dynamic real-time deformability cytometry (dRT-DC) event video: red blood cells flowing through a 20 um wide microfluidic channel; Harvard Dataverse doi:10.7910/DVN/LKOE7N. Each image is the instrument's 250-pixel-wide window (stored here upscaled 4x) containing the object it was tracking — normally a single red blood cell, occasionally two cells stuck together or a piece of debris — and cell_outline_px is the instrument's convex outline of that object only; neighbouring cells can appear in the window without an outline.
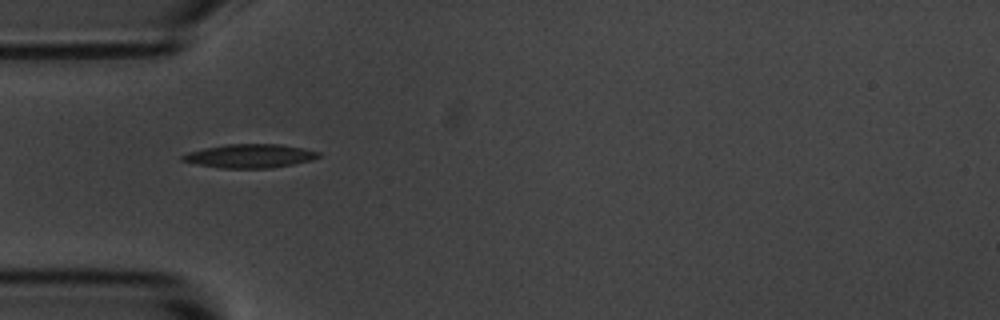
{"species": "common noctule bat (a hibernating species)", "species_latin": "Nyctalus noctula", "temperature_condition": "room temperature", "stored_images_in_passage": 2, "camera_frame_rate_fps": 3000, "um_per_image_px": 0.085, "animal": {"sex": "male", "body_mass_g": 20.1, "forearm_length_mm": 53.5}, "frame": {"image": 1, "passage_image": 1, "time_ms": 0.0, "image_size_px": [1000, 320], "cell_outline_px": [[320, 156], [312, 160], [272, 168], [224, 168], [200, 164], [180, 160], [180, 156], [188, 152], [204, 148], [224, 144], [280, 144], [304, 148], [320, 152]], "centroid_in_image_um": [21.26, 13.25], "position_along_channel_um": 63.7, "area_um2": 18.73}}